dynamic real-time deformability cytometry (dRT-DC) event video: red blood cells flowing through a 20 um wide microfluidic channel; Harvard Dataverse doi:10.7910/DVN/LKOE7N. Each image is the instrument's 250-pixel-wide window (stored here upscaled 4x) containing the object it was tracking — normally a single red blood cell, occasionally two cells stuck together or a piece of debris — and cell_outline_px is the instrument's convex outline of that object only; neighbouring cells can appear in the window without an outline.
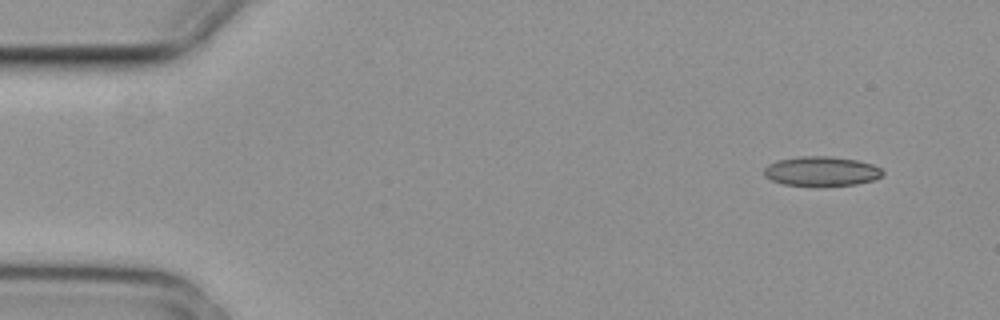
{"species": "common noctule bat (a hibernating species)", "species_latin": "Nyctalus noctula", "temperature_condition": "cold", "stored_images_in_passage": 4, "camera_frame_rate_fps": 3000, "um_per_image_px": 0.085, "animal": {"sex": "female", "body_mass_g": 29.2, "forearm_length_mm": 56.3}, "frame": {"image": 1, "passage_image": 1, "time_ms": 0.0, "image_size_px": [1000, 320], "cell_outline_px": [[884, 172], [880, 176], [872, 180], [856, 184], [784, 184], [772, 180], [764, 176], [764, 168], [768, 164], [776, 160], [800, 156], [832, 156], [856, 160], [872, 164], [880, 168]], "centroid_in_image_um": [69.79, 14.52], "position_along_channel_um": 15.2, "area_um2": 19.88}}
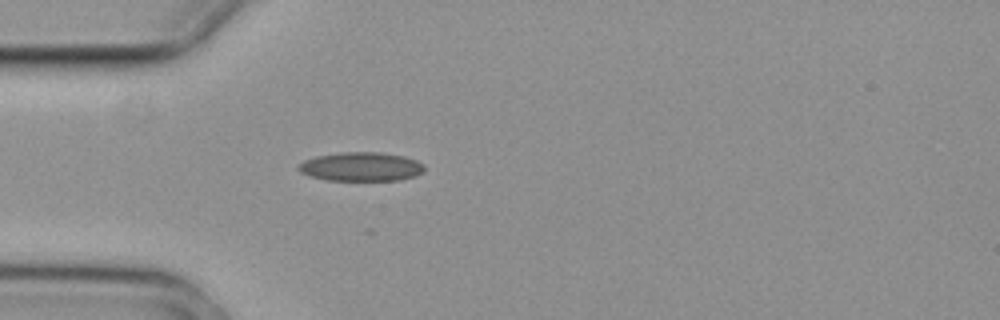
{"frame": {"image": 2, "passage_image": 4, "time_ms": 1.0, "image_size_px": [1000, 320], "cell_outline_px": [[424, 172], [416, 176], [400, 180], [324, 180], [300, 172], [296, 168], [296, 164], [304, 160], [316, 156], [340, 152], [380, 152], [404, 156], [416, 160], [424, 164]], "centroid_in_image_um": [30.68, 14.16], "position_along_channel_um": 54.3, "area_um2": 21.44}}